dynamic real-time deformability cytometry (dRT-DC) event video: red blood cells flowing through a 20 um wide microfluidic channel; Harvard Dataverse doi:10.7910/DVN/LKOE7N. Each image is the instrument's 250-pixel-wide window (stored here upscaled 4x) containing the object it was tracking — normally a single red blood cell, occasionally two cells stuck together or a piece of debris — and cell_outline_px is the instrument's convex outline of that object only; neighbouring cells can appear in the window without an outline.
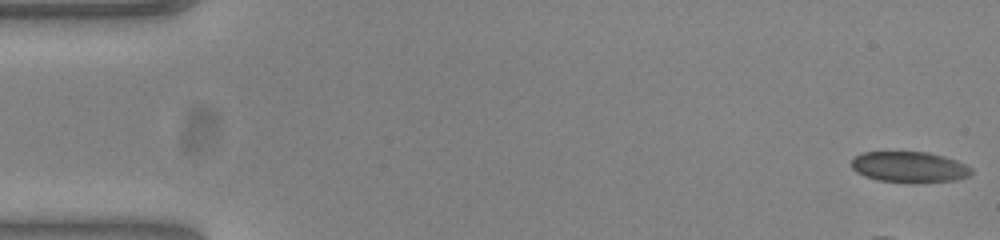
{"species": "common noctule bat (a hibernating species)", "species_latin": "Nyctalus noctula", "temperature_condition": "warm", "stored_images_in_passage": 13, "camera_frame_rate_fps": 3000, "um_per_image_px": 0.085, "animal": {"sex": "female", "body_mass_g": 23.0, "forearm_length_mm": 53.4}, "frame": {"image": 1, "passage_image": 1, "time_ms": 0.0, "image_size_px": [1000, 240], "cell_outline_px": [[972, 172], [968, 176], [956, 180], [876, 180], [864, 176], [856, 172], [852, 168], [852, 160], [856, 156], [864, 152], [928, 152], [944, 156], [956, 160], [972, 168]], "centroid_in_image_um": [77.27, 14.15], "position_along_channel_um": 7.7, "area_um2": 20.69}}